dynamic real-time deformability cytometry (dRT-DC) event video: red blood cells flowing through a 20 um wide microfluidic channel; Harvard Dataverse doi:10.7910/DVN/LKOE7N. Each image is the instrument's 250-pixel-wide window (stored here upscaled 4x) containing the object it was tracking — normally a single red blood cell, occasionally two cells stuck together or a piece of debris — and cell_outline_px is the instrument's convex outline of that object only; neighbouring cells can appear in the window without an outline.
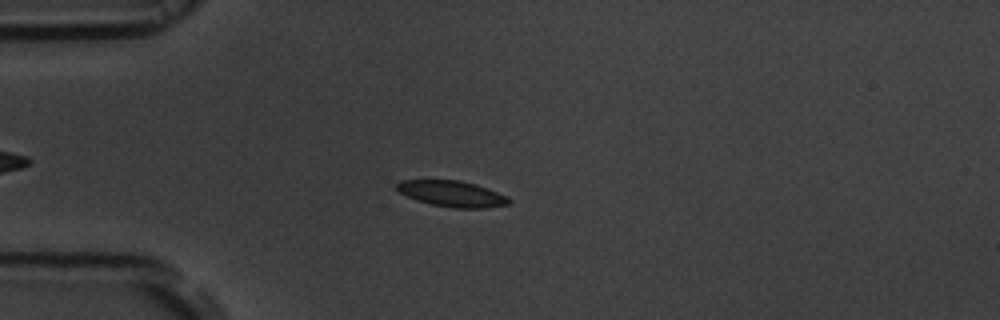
{"species": "common noctule bat (a hibernating species)", "species_latin": "Nyctalus noctula", "temperature_condition": "room temperature", "stored_images_in_passage": 54, "camera_frame_rate_fps": 3000, "um_per_image_px": 0.085, "animal": {"sex": "male", "body_mass_g": 19.5, "forearm_length_mm": 54.6}, "frame": {"image": 1, "passage_image": 15, "time_ms": 4.667, "image_size_px": [1000, 320], "cell_outline_px": [[512, 200], [508, 204], [484, 208], [452, 208], [432, 204], [416, 200], [400, 192], [396, 188], [396, 184], [400, 180], [460, 180], [476, 184], [488, 188], [508, 196]], "centroid_in_image_um": [38.45, 16.46], "position_along_channel_um": 46.6, "area_um2": 16.99}}
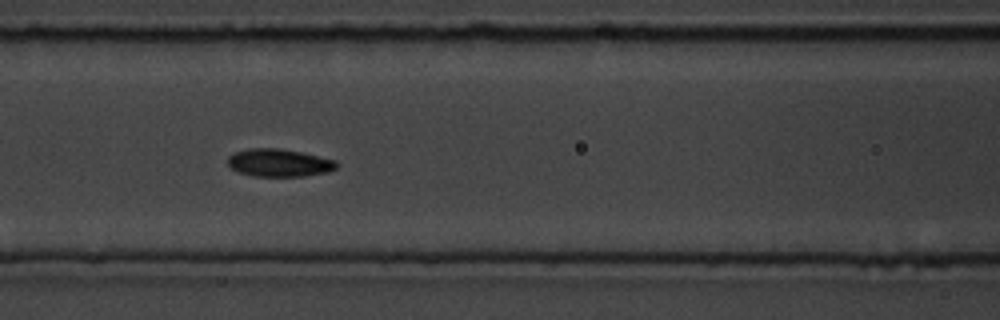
{"frame": {"image": 2, "passage_image": 24, "time_ms": 7.667, "image_size_px": [1000, 320], "cell_outline_px": [[336, 168], [328, 172], [304, 176], [256, 176], [240, 172], [232, 168], [228, 164], [228, 156], [236, 152], [248, 148], [280, 148], [300, 152], [336, 160]], "centroid_in_image_um": [23.72, 13.83], "position_along_channel_um": 142.9, "area_um2": 17.4}}
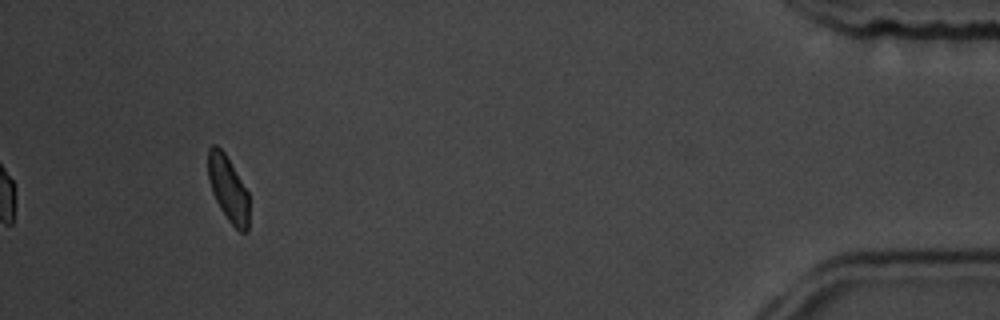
{"frame": {"image": 3, "passage_image": 51, "time_ms": 16.667, "image_size_px": [1000, 320], "cell_outline_px": [[248, 232], [240, 232], [228, 220], [220, 208], [212, 192], [208, 180], [208, 148], [212, 144], [216, 144], [224, 152], [248, 192]], "centroid_in_image_um": [19.38, 16.04], "position_along_channel_um": 415.8, "area_um2": 15.55}, "authors_computed_cell_mechanics": {"area_um2": 16.8198, "velocity_mm_per_s": 3.7934, "shape_relaxation_time_tau1_ms": 2.9003, "shape_relaxation_time_tau2_ms": 3.1558, "deformation_change_tau1": 0.096, "deformation_change_tau2": 0.0728}}